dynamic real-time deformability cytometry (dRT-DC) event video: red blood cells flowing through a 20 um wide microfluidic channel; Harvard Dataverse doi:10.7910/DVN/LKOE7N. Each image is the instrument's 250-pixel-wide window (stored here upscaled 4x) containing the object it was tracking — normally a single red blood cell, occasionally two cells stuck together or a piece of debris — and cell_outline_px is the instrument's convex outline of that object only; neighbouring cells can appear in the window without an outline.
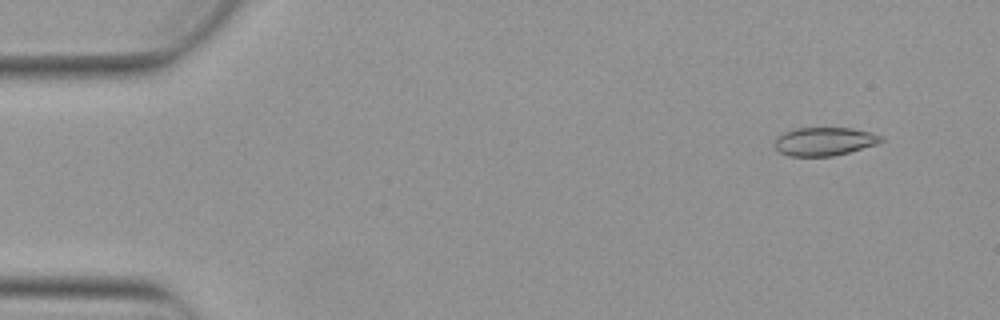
{"species": "Egyptian fruit bat (a non-hibernating species)", "species_latin": "Rousettus aegyptiacus", "temperature_condition": "warm", "stored_images_in_passage": 5, "camera_frame_rate_fps": 3000, "um_per_image_px": 0.085, "animal": {"sex": "female"}, "frame": {"image": 1, "passage_image": 1, "time_ms": 0.0, "image_size_px": [1000, 320], "cell_outline_px": [[884, 140], [876, 144], [848, 152], [832, 156], [788, 156], [780, 152], [772, 144], [776, 136], [784, 132], [796, 128], [852, 128], [884, 136]], "centroid_in_image_um": [70.02, 12.02], "position_along_channel_um": 15.0, "area_um2": 17.63}}